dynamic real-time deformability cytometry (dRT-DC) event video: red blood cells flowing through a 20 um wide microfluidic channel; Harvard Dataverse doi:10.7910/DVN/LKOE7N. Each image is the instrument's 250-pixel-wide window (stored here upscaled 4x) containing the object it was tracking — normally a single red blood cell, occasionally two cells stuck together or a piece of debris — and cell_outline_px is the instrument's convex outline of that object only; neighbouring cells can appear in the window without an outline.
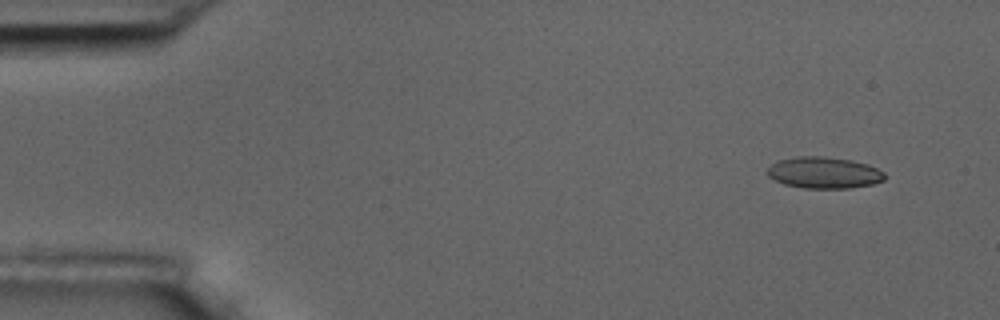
{"species": "common noctule bat (a hibernating species)", "species_latin": "Nyctalus noctula", "temperature_condition": "room temperature", "stored_images_in_passage": 7, "camera_frame_rate_fps": 3000, "um_per_image_px": 0.085, "animal": {"sex": "male", "body_mass_g": 17.5, "forearm_length_mm": 52.3}, "frame": {"image": 1, "passage_image": 2, "time_ms": 1.333, "image_size_px": [1000, 320], "cell_outline_px": [[888, 176], [884, 180], [872, 184], [848, 188], [804, 188], [784, 184], [768, 176], [768, 168], [772, 164], [780, 160], [796, 156], [824, 156], [852, 160], [868, 164], [884, 172]], "centroid_in_image_um": [70.07, 14.67], "position_along_channel_um": 14.9, "area_um2": 21.5}}
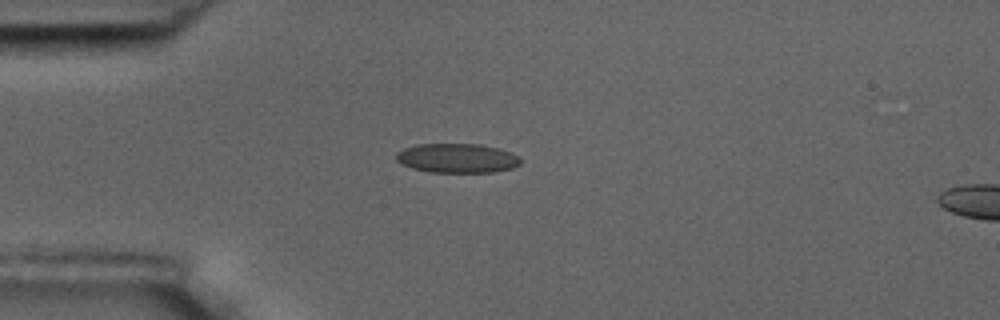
{"frame": {"image": 2, "passage_image": 5, "time_ms": 4.667, "image_size_px": [1000, 320], "cell_outline_px": [[520, 164], [512, 168], [492, 172], [432, 172], [412, 168], [400, 164], [396, 160], [396, 152], [404, 148], [416, 144], [480, 144], [500, 148], [520, 156]], "centroid_in_image_um": [38.85, 13.44], "position_along_channel_um": 46.2, "area_um2": 21.39}}
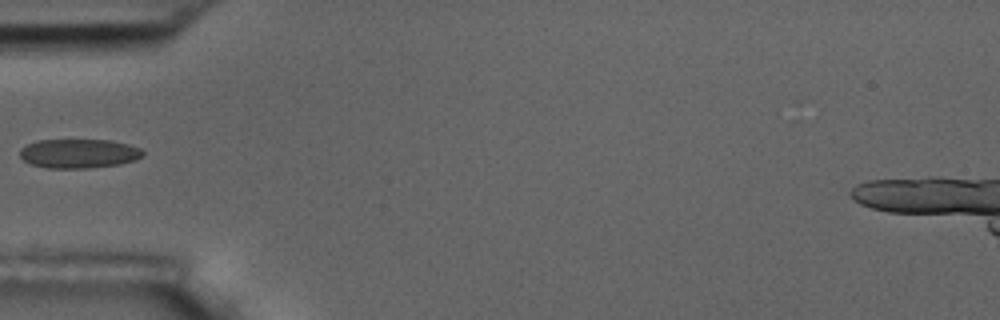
{"frame": {"image": 3, "passage_image": 6, "time_ms": 6.0, "image_size_px": [1000, 320], "cell_outline_px": [[144, 152], [136, 160], [120, 164], [88, 168], [48, 168], [32, 164], [24, 160], [20, 156], [20, 148], [36, 140], [108, 140], [128, 144], [140, 148]], "centroid_in_image_um": [6.69, 13.05], "position_along_channel_um": 78.3, "area_um2": 20.81}}